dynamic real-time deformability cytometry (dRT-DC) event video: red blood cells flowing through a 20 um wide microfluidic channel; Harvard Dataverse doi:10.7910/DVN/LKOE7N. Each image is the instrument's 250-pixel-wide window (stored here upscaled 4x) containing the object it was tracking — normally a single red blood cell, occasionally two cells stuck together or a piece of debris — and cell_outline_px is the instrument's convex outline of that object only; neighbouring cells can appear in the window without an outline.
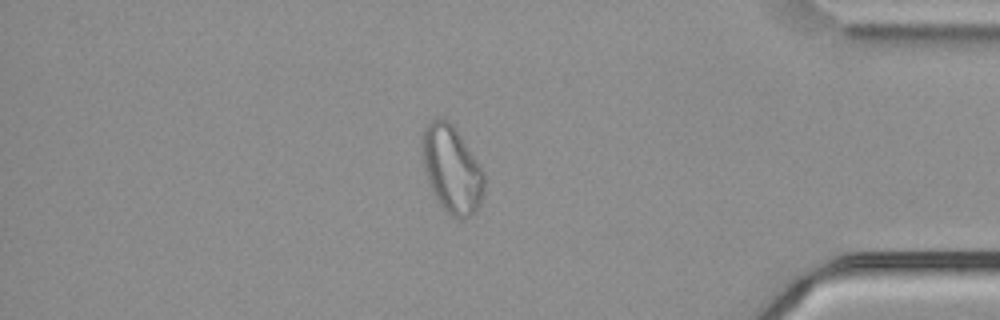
{"species": "common noctule bat (a hibernating species)", "species_latin": "Nyctalus noctula", "temperature_condition": "cold", "stored_images_in_passage": 56, "camera_frame_rate_fps": 3000, "um_per_image_px": 0.085, "animal": {"sex": "male", "body_mass_g": 21.5, "forearm_length_mm": 52.0}, "frame": {"image": 1, "passage_image": 48, "time_ms": 15.667, "image_size_px": [1000, 320], "cell_outline_px": [[484, 188], [480, 204], [476, 212], [472, 216], [460, 220], [456, 220], [440, 204], [432, 192], [424, 168], [420, 148], [420, 140], [424, 128], [428, 120], [448, 120], [456, 128], [484, 172]], "centroid_in_image_um": [38.38, 14.4], "position_along_channel_um": 396.8, "area_um2": 31.73}}